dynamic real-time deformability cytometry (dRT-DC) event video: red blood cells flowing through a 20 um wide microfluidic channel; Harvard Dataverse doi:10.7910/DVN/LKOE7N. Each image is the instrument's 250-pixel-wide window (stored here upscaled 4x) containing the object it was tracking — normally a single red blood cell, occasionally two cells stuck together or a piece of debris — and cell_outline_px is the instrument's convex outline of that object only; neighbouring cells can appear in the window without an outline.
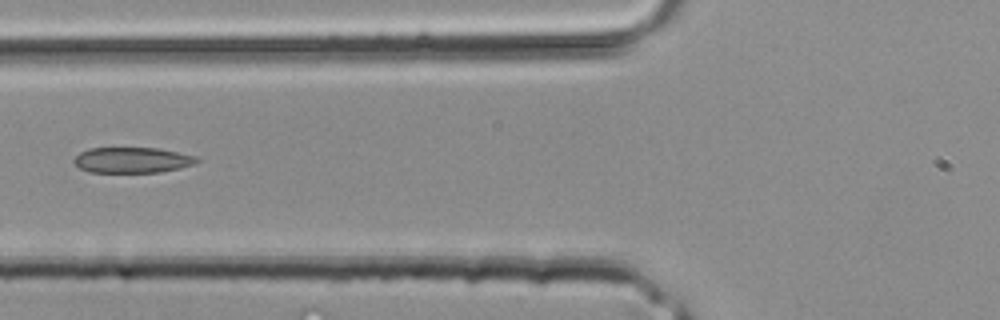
{"species": "common noctule bat (a hibernating species)", "species_latin": "Nyctalus noctula", "temperature_condition": "room temperature", "stored_images_in_passage": 4, "camera_frame_rate_fps": 3000, "um_per_image_px": 0.085, "animal": {"sex": "male", "body_mass_g": 20.4}, "frame": {"image": 1, "passage_image": 4, "time_ms": 1.0, "image_size_px": [1000, 320], "cell_outline_px": [[200, 160], [192, 164], [180, 168], [160, 172], [88, 172], [80, 168], [72, 160], [80, 152], [88, 148], [156, 148], [196, 156]], "centroid_in_image_um": [11.21, 13.61], "position_along_channel_um": 114.6, "area_um2": 18.21}}